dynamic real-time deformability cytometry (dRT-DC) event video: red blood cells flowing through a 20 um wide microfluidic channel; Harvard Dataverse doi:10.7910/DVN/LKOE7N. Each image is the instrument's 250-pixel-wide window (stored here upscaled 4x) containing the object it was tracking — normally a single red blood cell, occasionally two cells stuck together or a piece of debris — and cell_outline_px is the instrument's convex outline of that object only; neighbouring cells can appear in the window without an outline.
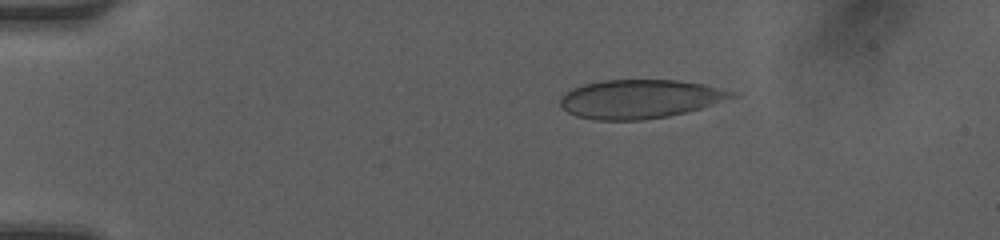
{"species": "human", "species_latin": "Homo sapiens", "temperature_condition": "room temperature", "stored_images_in_passage": 41, "camera_frame_rate_fps": 3000, "um_per_image_px": 0.085, "donor": {"sex": "female"}, "frame": {"image": 1, "passage_image": 7, "time_ms": 2.0, "image_size_px": [1000, 240], "cell_outline_px": [[740, 96], [700, 108], [668, 116], [640, 120], [596, 120], [576, 116], [560, 108], [560, 96], [564, 92], [572, 88], [584, 84], [604, 80], [676, 80], [704, 84], [740, 92]], "centroid_in_image_um": [54.41, 8.4], "position_along_channel_um": 30.6, "area_um2": 39.07}}
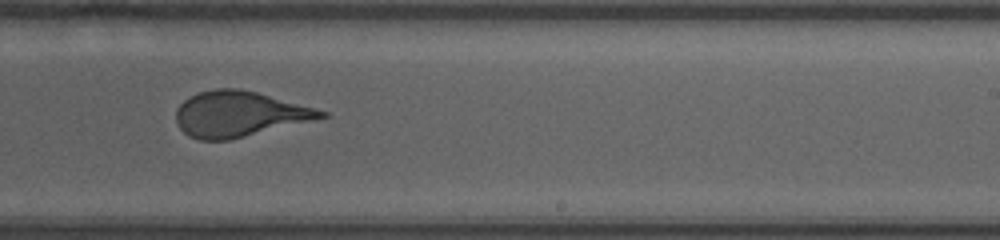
{"frame": {"image": 2, "passage_image": 24, "time_ms": 7.667, "image_size_px": [1000, 240], "cell_outline_px": [[328, 116], [228, 140], [200, 140], [188, 136], [180, 128], [176, 120], [176, 108], [184, 100], [200, 92], [216, 88], [236, 88], [256, 92], [328, 112]], "centroid_in_image_um": [20.27, 9.69], "position_along_channel_um": 268.7, "area_um2": 37.69}}
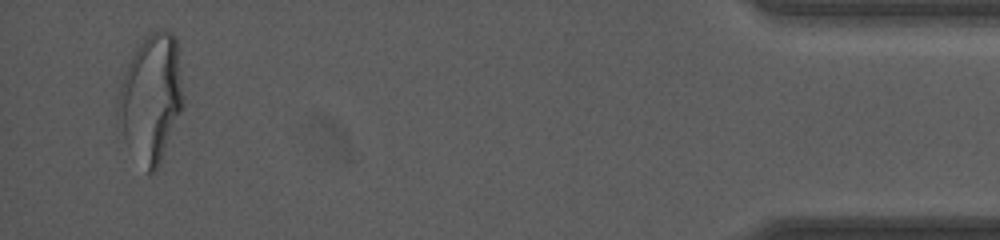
{"frame": {"image": 3, "passage_image": 40, "time_ms": 13.0, "image_size_px": [1000, 240], "cell_outline_px": [[184, 104], [160, 164], [152, 172], [148, 172], [124, 136], [116, 108], [120, 80], [132, 56], [140, 44], [152, 32], [160, 28], [168, 28], [176, 36], [184, 100]], "centroid_in_image_um": [12.87, 8.25], "position_along_channel_um": 422.3, "area_um2": 47.74}, "authors_computed_cell_mechanics": {"area_um2": 39.1306, "velocity_mm_per_s": 4.2272, "shape_relaxation_time_tau1_ms": 5.4084, "shape_relaxation_time_tau2_ms": null, "deformation_change_tau1": 0.2035, "deformation_change_tau2": null}}